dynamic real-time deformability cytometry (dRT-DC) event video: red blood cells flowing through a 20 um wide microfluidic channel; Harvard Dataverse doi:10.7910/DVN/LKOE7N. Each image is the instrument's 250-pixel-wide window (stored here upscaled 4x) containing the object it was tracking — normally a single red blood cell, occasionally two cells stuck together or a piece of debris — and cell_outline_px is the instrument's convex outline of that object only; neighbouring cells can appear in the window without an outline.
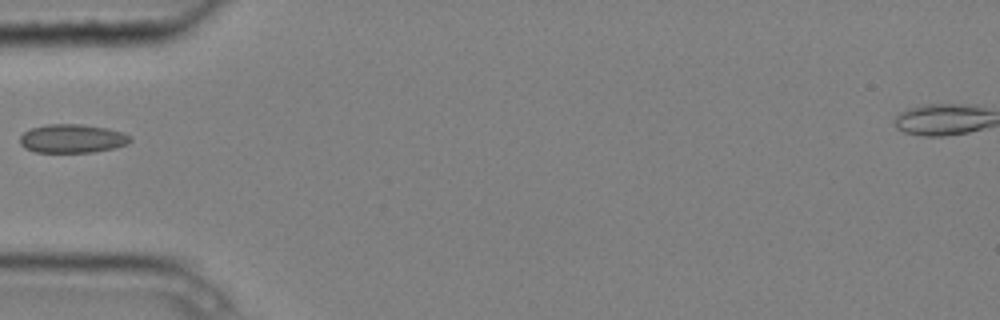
{"species": "common noctule bat (a hibernating species)", "species_latin": "Nyctalus noctula", "temperature_condition": "cold", "stored_images_in_passage": 3, "camera_frame_rate_fps": 3000, "um_per_image_px": 0.085, "animal": {"sex": "male", "body_mass_g": 20.4}, "frame": {"image": 1, "passage_image": 2, "time_ms": 0.333, "image_size_px": [1000, 320], "cell_outline_px": [[132, 140], [128, 144], [112, 148], [92, 152], [36, 152], [24, 148], [20, 144], [20, 136], [24, 132], [32, 128], [48, 124], [80, 124], [108, 128], [132, 136]], "centroid_in_image_um": [6.14, 11.78], "position_along_channel_um": 78.9, "area_um2": 18.38}}
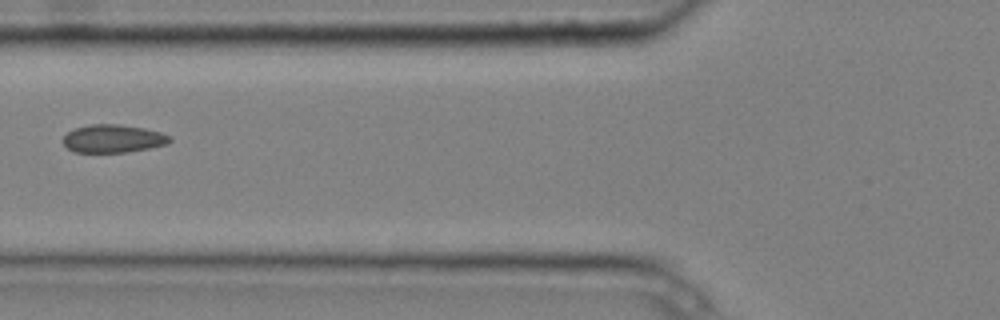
{"frame": {"image": 2, "passage_image": 3, "time_ms": 0.667, "image_size_px": [1000, 320], "cell_outline_px": [[172, 140], [168, 144], [128, 152], [72, 152], [64, 144], [64, 136], [68, 132], [76, 128], [92, 124], [120, 124], [144, 128], [160, 132], [172, 136]], "centroid_in_image_um": [9.65, 11.78], "position_along_channel_um": 116.2, "area_um2": 17.4}}